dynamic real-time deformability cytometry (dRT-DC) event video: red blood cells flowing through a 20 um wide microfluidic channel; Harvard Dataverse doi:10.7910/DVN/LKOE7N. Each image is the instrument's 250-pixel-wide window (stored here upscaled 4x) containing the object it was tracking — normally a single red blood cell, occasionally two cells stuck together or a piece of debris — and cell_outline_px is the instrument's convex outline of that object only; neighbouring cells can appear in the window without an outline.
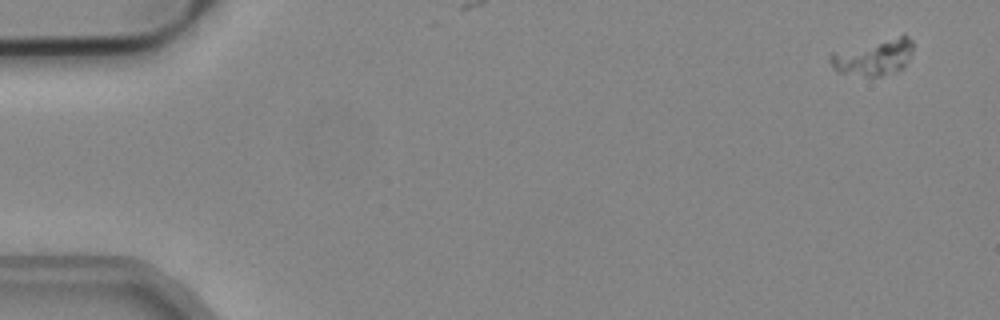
{"species": "common noctule bat (a hibernating species)", "species_latin": "Nyctalus noctula", "temperature_condition": "cold", "stored_images_in_passage": 5, "camera_frame_rate_fps": 3000, "um_per_image_px": 0.085, "animal": {"sex": "male", "body_mass_g": 19.2, "forearm_length_mm": 51.8}, "frame": {"image": 1, "passage_image": 1, "time_ms": 0.0, "image_size_px": [1000, 320], "cell_outline_px": [[912, 52], [904, 68], [880, 76], [864, 76], [836, 72], [832, 68], [828, 60], [828, 56], [832, 52], [904, 32], [912, 40]], "centroid_in_image_um": [74.26, 4.82], "position_along_channel_um": 10.7, "area_um2": 18.09}}